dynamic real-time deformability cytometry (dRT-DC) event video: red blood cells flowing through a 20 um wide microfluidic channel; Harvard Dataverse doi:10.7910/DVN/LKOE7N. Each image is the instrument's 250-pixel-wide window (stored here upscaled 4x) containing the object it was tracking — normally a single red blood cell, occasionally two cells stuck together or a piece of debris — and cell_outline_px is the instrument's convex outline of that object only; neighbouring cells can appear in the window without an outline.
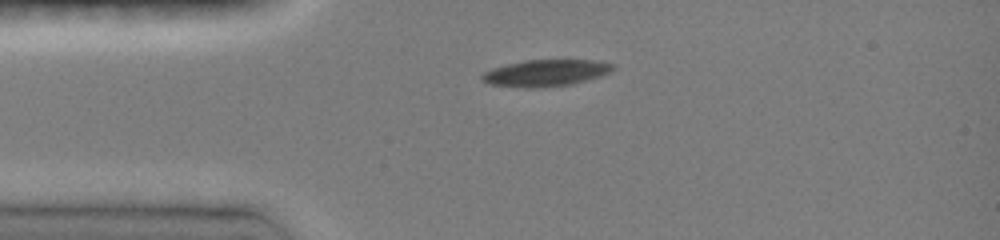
{"species": "common noctule bat (a hibernating species)", "species_latin": "Nyctalus noctula", "temperature_condition": "room temperature", "stored_images_in_passage": 3, "camera_frame_rate_fps": 3000, "um_per_image_px": 0.085, "animal": {"sex": "female", "body_mass_g": 19.0, "forearm_length_mm": 51.5}, "frame": {"image": 1, "passage_image": 1, "time_ms": 0.0, "image_size_px": [1000, 240], "cell_outline_px": [[616, 68], [612, 72], [600, 76], [572, 84], [540, 88], [524, 88], [488, 84], [480, 80], [480, 76], [484, 72], [492, 68], [524, 60], [600, 60], [612, 64]], "centroid_in_image_um": [46.38, 6.21], "position_along_channel_um": 38.6, "area_um2": 20.58}}